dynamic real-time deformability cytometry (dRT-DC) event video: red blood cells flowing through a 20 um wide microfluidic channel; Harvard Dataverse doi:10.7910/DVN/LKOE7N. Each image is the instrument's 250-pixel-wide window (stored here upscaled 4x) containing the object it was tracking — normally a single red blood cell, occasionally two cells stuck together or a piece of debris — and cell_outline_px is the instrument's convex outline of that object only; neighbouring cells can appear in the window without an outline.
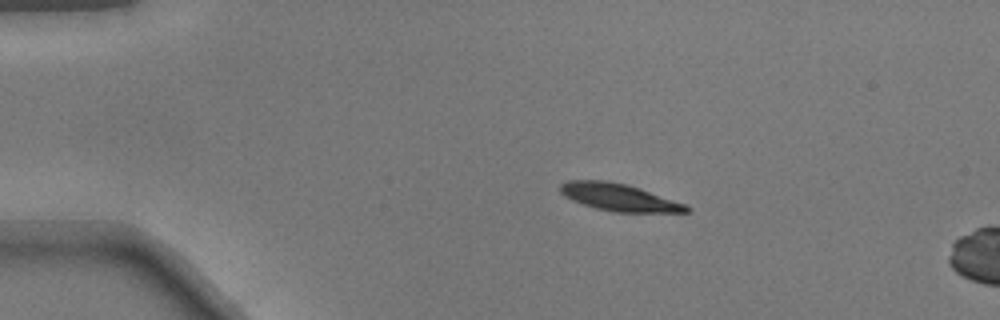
{"species": "common noctule bat (a hibernating species)", "species_latin": "Nyctalus noctula", "temperature_condition": "warm", "stored_images_in_passage": 5, "camera_frame_rate_fps": 3000, "um_per_image_px": 0.085, "animal": {"sex": "male", "body_mass_g": 17.9}, "frame": {"image": 1, "passage_image": 1, "time_ms": 0.0, "image_size_px": [1000, 320], "cell_outline_px": [[692, 212], [612, 212], [596, 208], [572, 200], [564, 196], [560, 192], [560, 184], [568, 180], [604, 180], [624, 184], [640, 188], [684, 204], [692, 208]], "centroid_in_image_um": [52.6, 16.77], "position_along_channel_um": 32.4, "area_um2": 19.88}}